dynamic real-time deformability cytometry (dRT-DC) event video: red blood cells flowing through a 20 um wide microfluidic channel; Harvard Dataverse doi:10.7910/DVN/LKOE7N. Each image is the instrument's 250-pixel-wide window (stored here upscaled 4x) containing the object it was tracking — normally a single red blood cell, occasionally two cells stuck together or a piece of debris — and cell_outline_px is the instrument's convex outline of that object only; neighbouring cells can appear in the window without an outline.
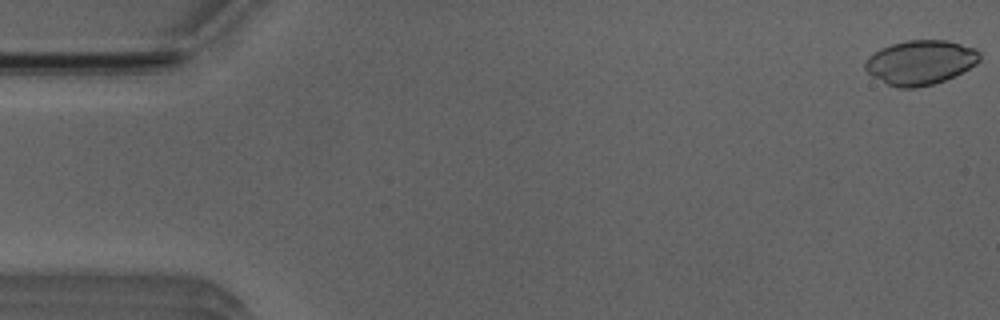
{"species": "Egyptian fruit bat (a non-hibernating species)", "species_latin": "Rousettus aegyptiacus", "temperature_condition": "room temperature", "stored_images_in_passage": 52, "camera_frame_rate_fps": 3000, "um_per_image_px": 0.085, "animal": {"sex": "male"}, "frame": {"image": 1, "passage_image": 1, "time_ms": 0.0, "image_size_px": [1000, 320], "cell_outline_px": [[980, 60], [976, 64], [944, 80], [932, 84], [916, 88], [896, 88], [872, 76], [864, 68], [864, 60], [868, 56], [880, 48], [904, 40], [948, 40], [976, 48], [980, 52]], "centroid_in_image_um": [78.21, 5.29], "position_along_channel_um": 6.8, "area_um2": 29.71}}
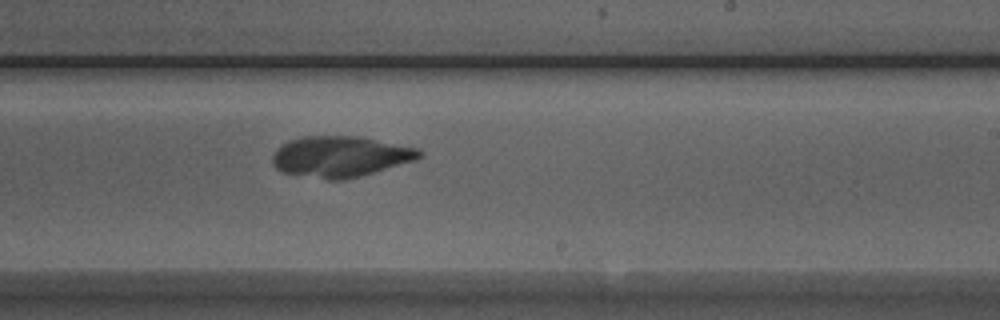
{"frame": {"image": 2, "passage_image": 31, "time_ms": 10.0, "image_size_px": [1000, 320], "cell_outline_px": [[424, 156], [416, 160], [344, 180], [328, 180], [280, 172], [272, 164], [272, 156], [288, 140], [304, 136], [356, 136], [416, 148], [424, 152]], "centroid_in_image_um": [28.91, 13.32], "position_along_channel_um": 260.1, "area_um2": 34.74}}
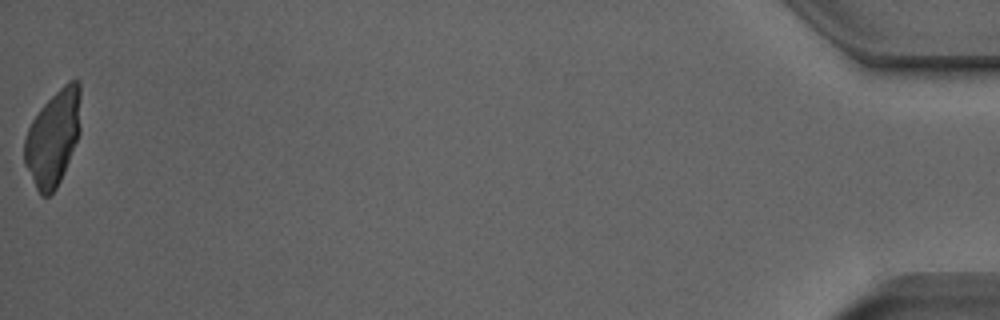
{"frame": {"image": 3, "passage_image": 52, "time_ms": 17.0, "image_size_px": [1000, 320], "cell_outline_px": [[80, 132], [64, 172], [56, 188], [48, 196], [40, 196], [24, 164], [24, 140], [28, 128], [32, 120], [40, 108], [68, 80], [76, 80], [80, 84]], "centroid_in_image_um": [4.51, 11.71], "position_along_channel_um": 430.7, "area_um2": 31.15}}